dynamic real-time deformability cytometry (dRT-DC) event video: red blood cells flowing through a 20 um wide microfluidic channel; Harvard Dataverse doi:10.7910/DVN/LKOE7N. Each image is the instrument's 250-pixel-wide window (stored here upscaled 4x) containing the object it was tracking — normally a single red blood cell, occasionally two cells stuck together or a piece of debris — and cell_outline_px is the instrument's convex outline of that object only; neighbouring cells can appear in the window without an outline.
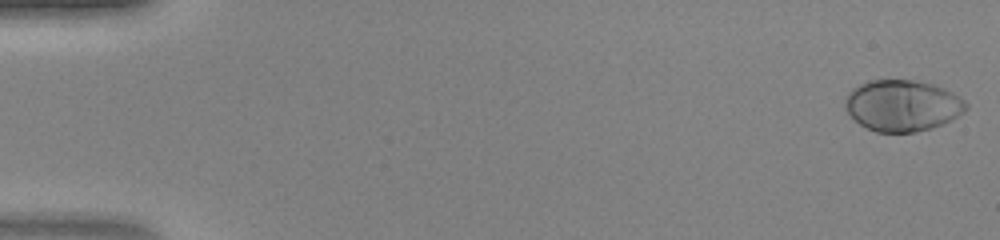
{"species": "human", "species_latin": "Homo sapiens", "temperature_condition": "warm", "stored_images_in_passage": 47, "camera_frame_rate_fps": 3000, "um_per_image_px": 0.085, "donor": {"sex": "female"}, "frame": {"image": 1, "passage_image": 1, "time_ms": 0.0, "image_size_px": [1000, 240], "cell_outline_px": [[968, 108], [964, 112], [952, 120], [916, 132], [876, 132], [860, 124], [848, 112], [844, 104], [844, 100], [848, 92], [852, 88], [868, 80], [916, 80], [932, 84], [944, 88], [952, 92], [964, 100], [968, 104]], "centroid_in_image_um": [76.7, 8.96], "position_along_channel_um": 8.3, "area_um2": 36.07}}
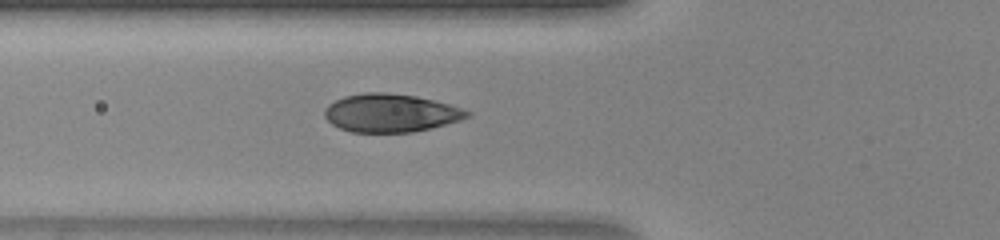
{"frame": {"image": 2, "passage_image": 18, "time_ms": 5.667, "image_size_px": [1000, 240], "cell_outline_px": [[472, 116], [460, 120], [412, 132], [352, 132], [340, 128], [332, 124], [324, 116], [324, 108], [328, 104], [344, 96], [364, 92], [384, 92], [416, 96], [448, 104], [472, 112]], "centroid_in_image_um": [33.17, 9.6], "position_along_channel_um": 92.6, "area_um2": 31.56}}
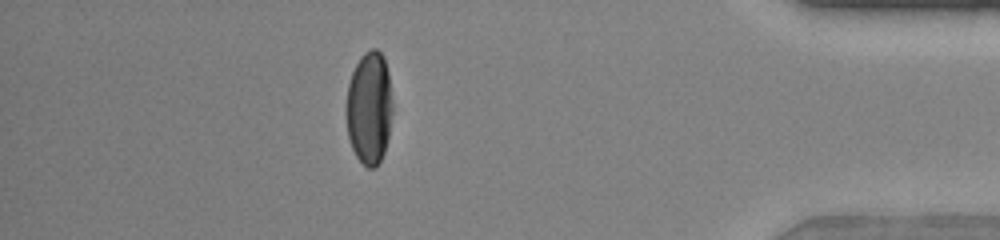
{"frame": {"image": 3, "passage_image": 42, "time_ms": 13.667, "image_size_px": [1000, 240], "cell_outline_px": [[392, 112], [388, 136], [384, 152], [380, 160], [372, 168], [368, 168], [356, 156], [352, 148], [348, 136], [344, 112], [344, 108], [348, 84], [352, 72], [360, 56], [364, 52], [372, 48], [376, 48], [384, 56], [388, 72], [392, 104]], "centroid_in_image_um": [31.35, 9.14], "position_along_channel_um": 403.8, "area_um2": 30.75}}